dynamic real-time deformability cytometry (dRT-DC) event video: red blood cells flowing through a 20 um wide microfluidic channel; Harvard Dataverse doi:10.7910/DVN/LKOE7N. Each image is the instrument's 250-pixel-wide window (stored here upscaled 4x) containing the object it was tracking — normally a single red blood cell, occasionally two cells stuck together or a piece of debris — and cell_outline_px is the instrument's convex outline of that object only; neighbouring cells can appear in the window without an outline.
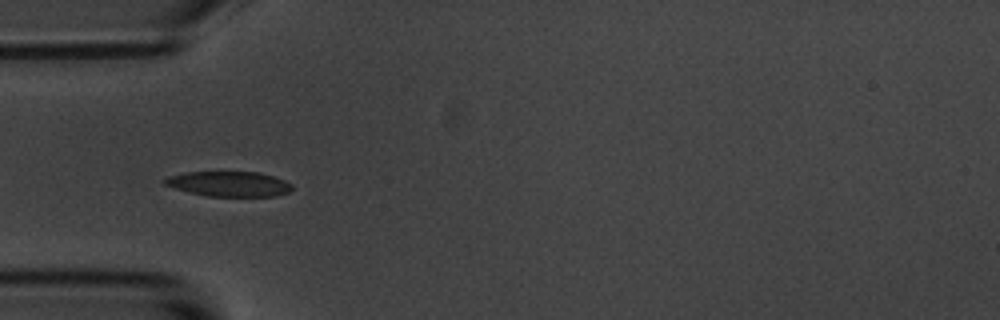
{"species": "common noctule bat (a hibernating species)", "species_latin": "Nyctalus noctula", "temperature_condition": "room temperature", "stored_images_in_passage": 3, "camera_frame_rate_fps": 3000, "um_per_image_px": 0.085, "animal": {"sex": "male", "body_mass_g": 20.1, "forearm_length_mm": 53.5}, "frame": {"image": 1, "passage_image": 2, "time_ms": 1.0, "image_size_px": [1000, 320], "cell_outline_px": [[292, 188], [288, 192], [276, 196], [208, 196], [188, 192], [164, 184], [160, 180], [168, 176], [188, 172], [256, 172], [272, 176], [284, 180], [292, 184]], "centroid_in_image_um": [19.44, 15.63], "position_along_channel_um": 65.6, "area_um2": 18.5}}
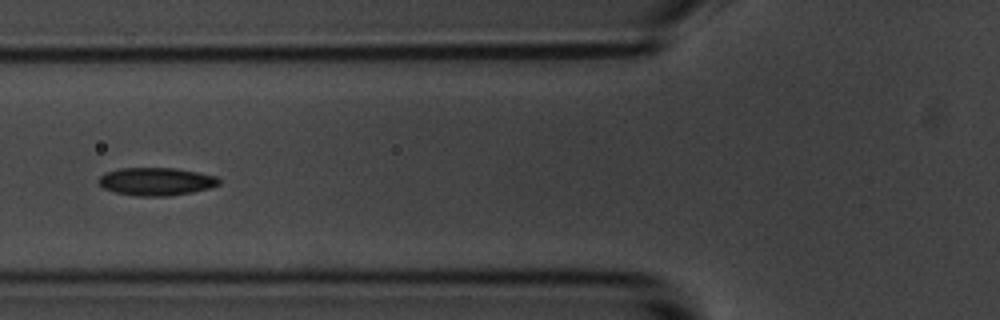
{"frame": {"image": 2, "passage_image": 3, "time_ms": 2.333, "image_size_px": [1000, 320], "cell_outline_px": [[220, 184], [212, 188], [192, 192], [168, 196], [136, 196], [116, 192], [104, 188], [96, 180], [104, 172], [120, 168], [176, 168], [216, 176], [220, 180]], "centroid_in_image_um": [13.27, 15.42], "position_along_channel_um": 112.5, "area_um2": 19.65}}